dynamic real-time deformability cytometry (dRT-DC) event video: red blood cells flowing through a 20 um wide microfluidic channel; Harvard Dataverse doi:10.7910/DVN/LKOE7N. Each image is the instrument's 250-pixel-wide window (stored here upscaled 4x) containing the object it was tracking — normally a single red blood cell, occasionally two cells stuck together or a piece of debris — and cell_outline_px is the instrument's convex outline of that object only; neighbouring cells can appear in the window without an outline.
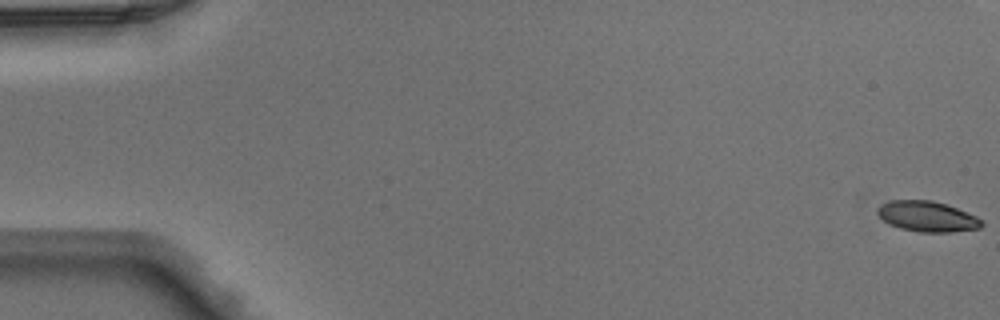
{"species": "Egyptian fruit bat (a non-hibernating species)", "species_latin": "Rousettus aegyptiacus", "temperature_condition": "warm", "stored_images_in_passage": 50, "camera_frame_rate_fps": 3000, "um_per_image_px": 0.085, "animal": {"sex": "male"}, "frame": {"image": 1, "passage_image": 1, "time_ms": 0.0, "image_size_px": [1000, 320], "cell_outline_px": [[984, 224], [980, 228], [952, 232], [920, 232], [900, 228], [884, 220], [876, 212], [876, 208], [880, 204], [892, 200], [932, 200], [956, 208], [976, 216], [984, 220]], "centroid_in_image_um": [78.83, 18.4], "position_along_channel_um": 6.2, "area_um2": 18.44}}
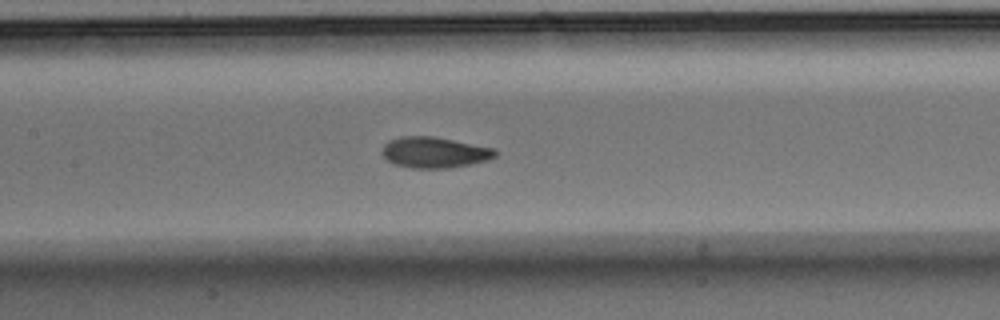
{"frame": {"image": 2, "passage_image": 24, "time_ms": 7.667, "image_size_px": [1000, 320], "cell_outline_px": [[500, 152], [496, 156], [488, 160], [452, 168], [412, 168], [396, 164], [388, 160], [380, 152], [384, 144], [388, 140], [400, 136], [432, 136], [496, 148]], "centroid_in_image_um": [36.95, 12.95], "position_along_channel_um": 170.4, "area_um2": 20.58}}
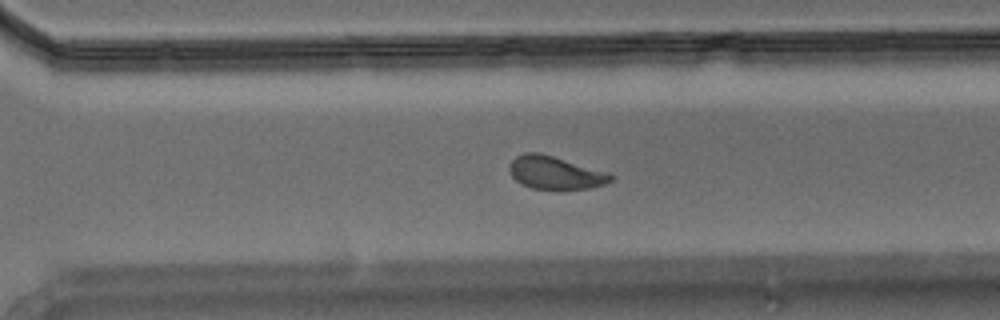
{"frame": {"image": 3, "passage_image": 35, "time_ms": 11.333, "image_size_px": [1000, 320], "cell_outline_px": [[616, 176], [612, 180], [604, 184], [592, 188], [532, 188], [516, 180], [512, 176], [508, 168], [508, 164], [516, 156], [524, 152], [540, 152], [612, 172]], "centroid_in_image_um": [47.25, 14.64], "position_along_channel_um": 323.4, "area_um2": 19.65}}